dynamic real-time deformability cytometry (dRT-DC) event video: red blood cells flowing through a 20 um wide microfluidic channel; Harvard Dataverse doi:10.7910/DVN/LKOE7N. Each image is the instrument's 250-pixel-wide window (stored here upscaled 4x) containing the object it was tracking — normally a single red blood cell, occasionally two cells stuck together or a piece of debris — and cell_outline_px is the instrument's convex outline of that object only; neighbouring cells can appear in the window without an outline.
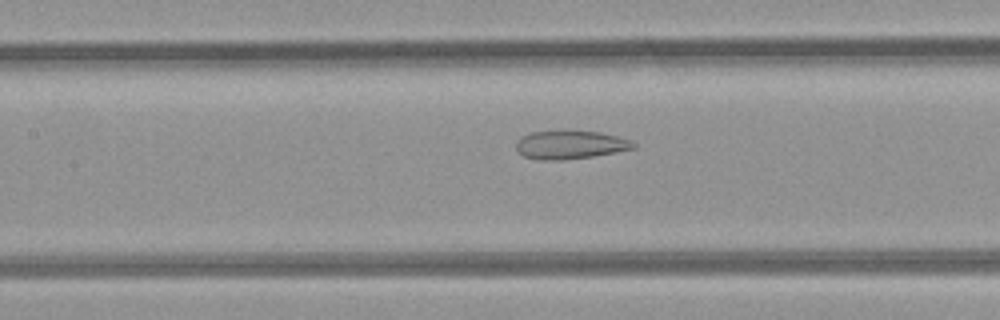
{"species": "common noctule bat (a hibernating species)", "species_latin": "Nyctalus noctula", "temperature_condition": "room temperature", "stored_images_in_passage": 49, "camera_frame_rate_fps": 3000, "um_per_image_px": 0.085, "animal": {"sex": "female", "body_mass_g": 21.9}, "frame": {"image": 1, "passage_image": 22, "time_ms": 7.0, "image_size_px": [1000, 320], "cell_outline_px": [[636, 148], [616, 152], [592, 156], [564, 160], [540, 160], [524, 156], [516, 148], [516, 140], [520, 136], [532, 132], [564, 128], [600, 132], [632, 140], [636, 144]], "centroid_in_image_um": [48.45, 12.26], "position_along_channel_um": 158.9, "area_um2": 20.11}}
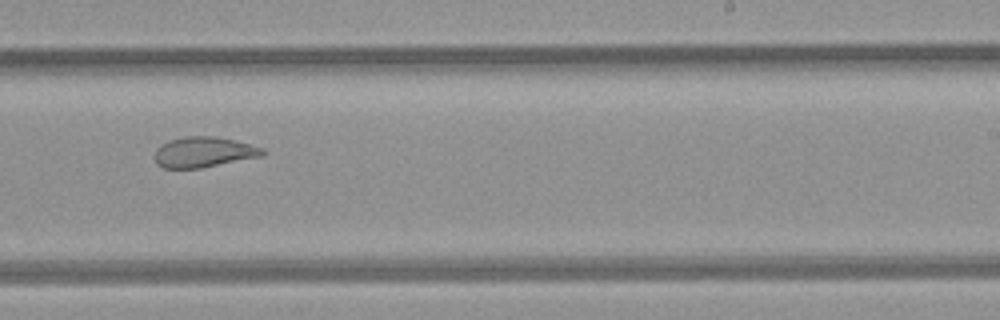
{"frame": {"image": 2, "passage_image": 30, "time_ms": 9.667, "image_size_px": [1000, 320], "cell_outline_px": [[264, 156], [200, 168], [164, 168], [156, 164], [156, 148], [160, 144], [168, 140], [184, 136], [216, 136], [264, 148]], "centroid_in_image_um": [17.3, 12.92], "position_along_channel_um": 271.7, "area_um2": 19.13}}
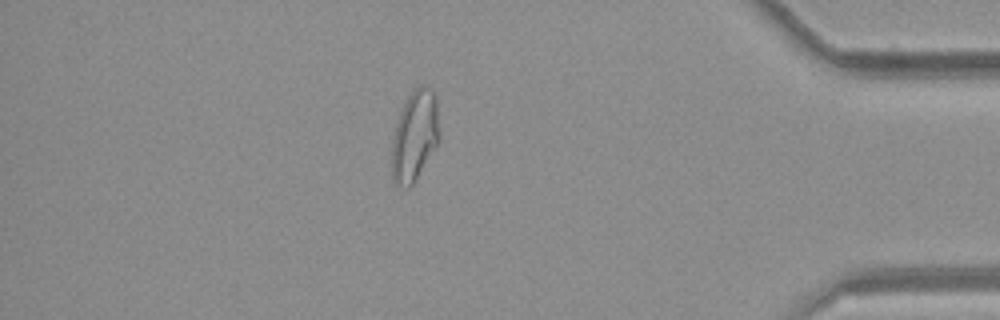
{"frame": {"image": 3, "passage_image": 42, "time_ms": 13.667, "image_size_px": [1000, 320], "cell_outline_px": [[440, 140], [412, 184], [408, 188], [400, 188], [392, 180], [392, 136], [400, 112], [412, 88], [420, 84], [424, 84], [432, 88], [436, 92]], "centroid_in_image_um": [35.26, 11.49], "position_along_channel_um": 399.9, "area_um2": 25.49}, "authors_computed_cell_mechanics": {"area_um2": 25.3742, "velocity_mm_per_s": 4.2411, "shape_relaxation_time_tau1_ms": null, "shape_relaxation_time_tau2_ms": 1.7143, "deformation_change_tau1": null, "deformation_change_tau2": 0.0972}}